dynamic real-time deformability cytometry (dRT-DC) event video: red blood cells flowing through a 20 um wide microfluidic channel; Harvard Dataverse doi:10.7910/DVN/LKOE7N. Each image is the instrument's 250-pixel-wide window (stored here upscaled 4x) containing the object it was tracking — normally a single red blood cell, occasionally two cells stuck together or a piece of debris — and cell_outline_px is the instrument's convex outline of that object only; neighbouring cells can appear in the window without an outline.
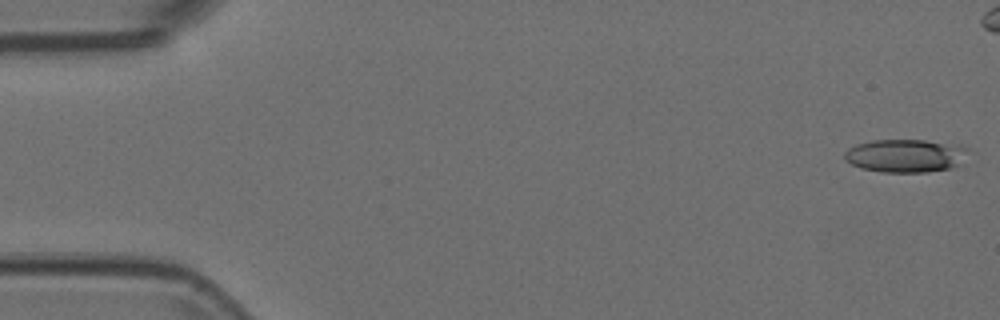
{"species": "Egyptian fruit bat (a non-hibernating species)", "species_latin": "Rousettus aegyptiacus", "temperature_condition": "room temperature", "stored_images_in_passage": 47, "camera_frame_rate_fps": 3000, "um_per_image_px": 0.085, "animal": {"sex": "female"}, "frame": {"image": 1, "passage_image": 1, "time_ms": 0.0, "image_size_px": [1000, 320], "cell_outline_px": [[968, 152], [960, 164], [952, 168], [928, 172], [880, 172], [860, 168], [844, 160], [844, 152], [848, 148], [856, 144], [872, 140], [924, 140], [960, 144], [968, 148]], "centroid_in_image_um": [76.97, 13.23], "position_along_channel_um": 8.0, "area_um2": 24.22}}
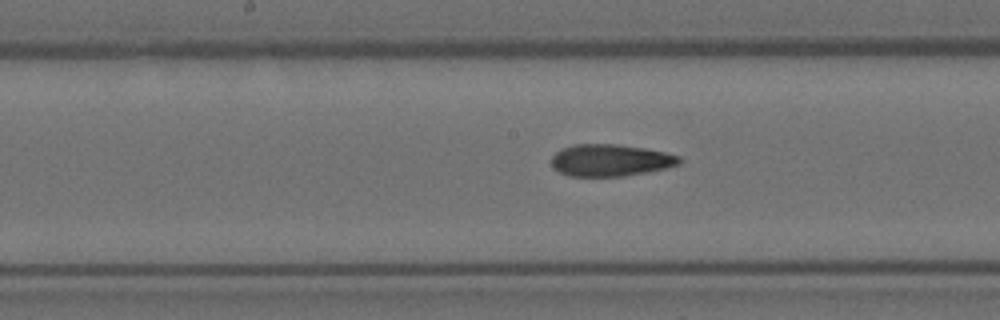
{"frame": {"image": 2, "passage_image": 27, "time_ms": 8.667, "image_size_px": [1000, 320], "cell_outline_px": [[680, 164], [664, 168], [624, 176], [568, 176], [560, 172], [552, 164], [552, 156], [560, 148], [572, 144], [616, 144], [644, 148], [664, 152], [680, 156]], "centroid_in_image_um": [51.85, 13.61], "position_along_channel_um": 196.3, "area_um2": 23.64}}
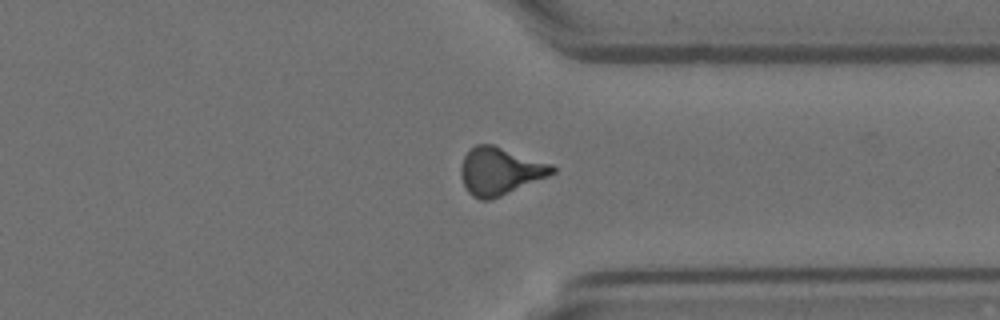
{"frame": {"image": 3, "passage_image": 41, "time_ms": 13.333, "image_size_px": [1000, 320], "cell_outline_px": [[556, 172], [548, 176], [492, 200], [480, 200], [472, 196], [468, 192], [460, 176], [460, 168], [464, 156], [476, 144], [492, 144], [552, 164], [556, 168]], "centroid_in_image_um": [42.48, 14.55], "position_along_channel_um": 368.9, "area_um2": 25.26}}